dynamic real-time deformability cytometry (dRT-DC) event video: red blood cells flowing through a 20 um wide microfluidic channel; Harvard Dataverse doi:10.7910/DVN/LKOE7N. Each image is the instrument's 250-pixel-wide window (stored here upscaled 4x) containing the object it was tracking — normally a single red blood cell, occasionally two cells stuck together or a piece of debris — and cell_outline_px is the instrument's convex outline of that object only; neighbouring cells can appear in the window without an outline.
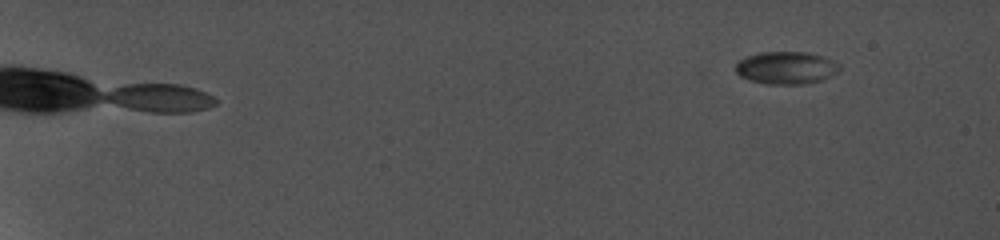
{"species": "common noctule bat (a hibernating species)", "species_latin": "Nyctalus noctula", "temperature_condition": "cold", "stored_images_in_passage": 11, "camera_frame_rate_fps": 5000, "um_per_image_px": 0.085, "animal": {"sex": "female", "body_mass_g": 19.0, "forearm_length_mm": 56.7}, "frame": {"image": 1, "passage_image": 3, "time_ms": 1.8, "image_size_px": [1000, 240], "cell_outline_px": [[840, 68], [836, 72], [820, 80], [804, 84], [768, 84], [748, 80], [740, 76], [736, 72], [736, 64], [740, 60], [748, 56], [760, 52], [808, 52], [824, 56], [840, 64]], "centroid_in_image_um": [66.82, 5.76], "position_along_channel_um": 18.2, "area_um2": 19.59}}
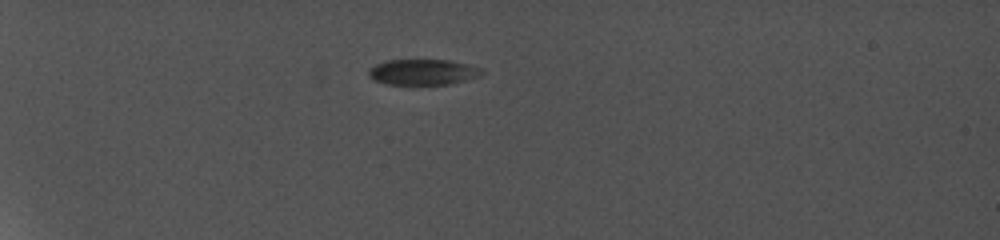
{"frame": {"image": 2, "passage_image": 8, "time_ms": 6.4, "image_size_px": [1000, 240], "cell_outline_px": [[484, 76], [452, 84], [384, 84], [372, 80], [368, 76], [368, 68], [384, 60], [452, 60], [484, 68]], "centroid_in_image_um": [35.99, 6.12], "position_along_channel_um": 49.0, "area_um2": 17.46}}
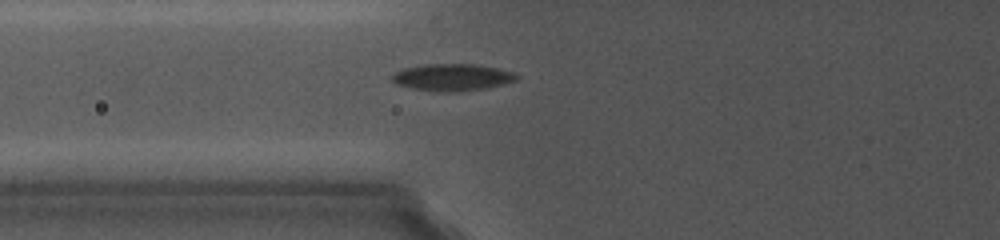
{"frame": {"image": 3, "passage_image": 11, "time_ms": 9.0, "image_size_px": [1000, 240], "cell_outline_px": [[520, 76], [512, 80], [500, 84], [480, 88], [416, 88], [396, 84], [392, 80], [392, 72], [404, 68], [424, 64], [476, 64], [496, 68], [512, 72]], "centroid_in_image_um": [38.38, 6.48], "position_along_channel_um": 87.4, "area_um2": 17.98}}